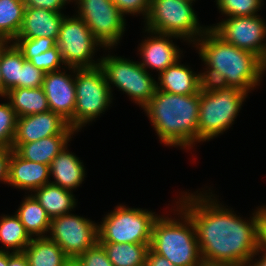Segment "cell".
<instances>
[{"label": "cell", "mask_w": 266, "mask_h": 266, "mask_svg": "<svg viewBox=\"0 0 266 266\" xmlns=\"http://www.w3.org/2000/svg\"><path fill=\"white\" fill-rule=\"evenodd\" d=\"M114 266H138L146 263L150 244L98 242Z\"/></svg>", "instance_id": "cell-26"}, {"label": "cell", "mask_w": 266, "mask_h": 266, "mask_svg": "<svg viewBox=\"0 0 266 266\" xmlns=\"http://www.w3.org/2000/svg\"><path fill=\"white\" fill-rule=\"evenodd\" d=\"M208 194L186 192L176 202L194 223L203 264L247 266L259 255L261 220L266 206L252 213L251 219L243 220L234 210L219 204L212 192Z\"/></svg>", "instance_id": "cell-1"}, {"label": "cell", "mask_w": 266, "mask_h": 266, "mask_svg": "<svg viewBox=\"0 0 266 266\" xmlns=\"http://www.w3.org/2000/svg\"><path fill=\"white\" fill-rule=\"evenodd\" d=\"M262 62H263V71L265 72L266 71V55Z\"/></svg>", "instance_id": "cell-47"}, {"label": "cell", "mask_w": 266, "mask_h": 266, "mask_svg": "<svg viewBox=\"0 0 266 266\" xmlns=\"http://www.w3.org/2000/svg\"><path fill=\"white\" fill-rule=\"evenodd\" d=\"M143 109L161 143L188 150L197 144L199 92L180 95L157 89Z\"/></svg>", "instance_id": "cell-3"}, {"label": "cell", "mask_w": 266, "mask_h": 266, "mask_svg": "<svg viewBox=\"0 0 266 266\" xmlns=\"http://www.w3.org/2000/svg\"><path fill=\"white\" fill-rule=\"evenodd\" d=\"M0 63H1V40H0ZM0 96L4 97V84H3L1 69H0Z\"/></svg>", "instance_id": "cell-45"}, {"label": "cell", "mask_w": 266, "mask_h": 266, "mask_svg": "<svg viewBox=\"0 0 266 266\" xmlns=\"http://www.w3.org/2000/svg\"><path fill=\"white\" fill-rule=\"evenodd\" d=\"M63 266H84L78 257L68 258Z\"/></svg>", "instance_id": "cell-43"}, {"label": "cell", "mask_w": 266, "mask_h": 266, "mask_svg": "<svg viewBox=\"0 0 266 266\" xmlns=\"http://www.w3.org/2000/svg\"><path fill=\"white\" fill-rule=\"evenodd\" d=\"M45 73L35 67L30 61L24 60L19 79V88L42 87Z\"/></svg>", "instance_id": "cell-34"}, {"label": "cell", "mask_w": 266, "mask_h": 266, "mask_svg": "<svg viewBox=\"0 0 266 266\" xmlns=\"http://www.w3.org/2000/svg\"><path fill=\"white\" fill-rule=\"evenodd\" d=\"M73 135H52L29 143H21L14 151L23 159L50 165L68 145Z\"/></svg>", "instance_id": "cell-21"}, {"label": "cell", "mask_w": 266, "mask_h": 266, "mask_svg": "<svg viewBox=\"0 0 266 266\" xmlns=\"http://www.w3.org/2000/svg\"><path fill=\"white\" fill-rule=\"evenodd\" d=\"M176 207L181 221L159 215L153 225L150 248L175 266H204L194 223L178 204Z\"/></svg>", "instance_id": "cell-4"}, {"label": "cell", "mask_w": 266, "mask_h": 266, "mask_svg": "<svg viewBox=\"0 0 266 266\" xmlns=\"http://www.w3.org/2000/svg\"><path fill=\"white\" fill-rule=\"evenodd\" d=\"M24 60L22 52L13 42L1 40L0 69L4 84V98L7 91L19 88V79Z\"/></svg>", "instance_id": "cell-27"}, {"label": "cell", "mask_w": 266, "mask_h": 266, "mask_svg": "<svg viewBox=\"0 0 266 266\" xmlns=\"http://www.w3.org/2000/svg\"><path fill=\"white\" fill-rule=\"evenodd\" d=\"M29 61L44 73L58 71L61 70V65L65 66L57 45L44 53L32 57Z\"/></svg>", "instance_id": "cell-33"}, {"label": "cell", "mask_w": 266, "mask_h": 266, "mask_svg": "<svg viewBox=\"0 0 266 266\" xmlns=\"http://www.w3.org/2000/svg\"><path fill=\"white\" fill-rule=\"evenodd\" d=\"M32 237L26 231L19 217L15 215H3L0 219V242L3 248L0 251L13 250L12 252H23Z\"/></svg>", "instance_id": "cell-28"}, {"label": "cell", "mask_w": 266, "mask_h": 266, "mask_svg": "<svg viewBox=\"0 0 266 266\" xmlns=\"http://www.w3.org/2000/svg\"><path fill=\"white\" fill-rule=\"evenodd\" d=\"M16 215L31 237H47L50 230L51 219L46 210L31 194L22 201Z\"/></svg>", "instance_id": "cell-25"}, {"label": "cell", "mask_w": 266, "mask_h": 266, "mask_svg": "<svg viewBox=\"0 0 266 266\" xmlns=\"http://www.w3.org/2000/svg\"><path fill=\"white\" fill-rule=\"evenodd\" d=\"M9 99L17 117L50 111L48 100L42 87L13 88L7 91L5 98Z\"/></svg>", "instance_id": "cell-23"}, {"label": "cell", "mask_w": 266, "mask_h": 266, "mask_svg": "<svg viewBox=\"0 0 266 266\" xmlns=\"http://www.w3.org/2000/svg\"><path fill=\"white\" fill-rule=\"evenodd\" d=\"M58 70L45 73L42 83L50 111L59 114L70 124L74 120L76 105L75 75Z\"/></svg>", "instance_id": "cell-15"}, {"label": "cell", "mask_w": 266, "mask_h": 266, "mask_svg": "<svg viewBox=\"0 0 266 266\" xmlns=\"http://www.w3.org/2000/svg\"><path fill=\"white\" fill-rule=\"evenodd\" d=\"M78 258L84 266H114L108 259L104 248L99 243L87 249Z\"/></svg>", "instance_id": "cell-36"}, {"label": "cell", "mask_w": 266, "mask_h": 266, "mask_svg": "<svg viewBox=\"0 0 266 266\" xmlns=\"http://www.w3.org/2000/svg\"><path fill=\"white\" fill-rule=\"evenodd\" d=\"M248 93L236 87L203 84L199 91L198 142L232 126Z\"/></svg>", "instance_id": "cell-5"}, {"label": "cell", "mask_w": 266, "mask_h": 266, "mask_svg": "<svg viewBox=\"0 0 266 266\" xmlns=\"http://www.w3.org/2000/svg\"><path fill=\"white\" fill-rule=\"evenodd\" d=\"M17 115L9 101L0 104V147L11 148L16 134Z\"/></svg>", "instance_id": "cell-31"}, {"label": "cell", "mask_w": 266, "mask_h": 266, "mask_svg": "<svg viewBox=\"0 0 266 266\" xmlns=\"http://www.w3.org/2000/svg\"><path fill=\"white\" fill-rule=\"evenodd\" d=\"M77 13L102 48L117 46L126 29L125 17L112 0H79ZM117 44V45H116Z\"/></svg>", "instance_id": "cell-11"}, {"label": "cell", "mask_w": 266, "mask_h": 266, "mask_svg": "<svg viewBox=\"0 0 266 266\" xmlns=\"http://www.w3.org/2000/svg\"><path fill=\"white\" fill-rule=\"evenodd\" d=\"M151 33L147 39L140 43L138 50L142 58V62L139 64L147 70L152 69L159 71L160 74L166 68L174 65L181 58V49L173 43L171 38H179L174 35L160 34L152 31H147ZM154 35V36H153Z\"/></svg>", "instance_id": "cell-16"}, {"label": "cell", "mask_w": 266, "mask_h": 266, "mask_svg": "<svg viewBox=\"0 0 266 266\" xmlns=\"http://www.w3.org/2000/svg\"><path fill=\"white\" fill-rule=\"evenodd\" d=\"M32 194L46 210L50 219L70 213L77 202L71 190L54 184H45Z\"/></svg>", "instance_id": "cell-22"}, {"label": "cell", "mask_w": 266, "mask_h": 266, "mask_svg": "<svg viewBox=\"0 0 266 266\" xmlns=\"http://www.w3.org/2000/svg\"><path fill=\"white\" fill-rule=\"evenodd\" d=\"M195 43L206 65L201 72L204 84L236 87L247 93L259 86L264 71L258 56L224 41L210 27Z\"/></svg>", "instance_id": "cell-2"}, {"label": "cell", "mask_w": 266, "mask_h": 266, "mask_svg": "<svg viewBox=\"0 0 266 266\" xmlns=\"http://www.w3.org/2000/svg\"><path fill=\"white\" fill-rule=\"evenodd\" d=\"M56 45L65 67L92 68L100 65V59L93 60V55L97 50L96 47L102 45L77 15L64 16Z\"/></svg>", "instance_id": "cell-10"}, {"label": "cell", "mask_w": 266, "mask_h": 266, "mask_svg": "<svg viewBox=\"0 0 266 266\" xmlns=\"http://www.w3.org/2000/svg\"><path fill=\"white\" fill-rule=\"evenodd\" d=\"M63 18L61 11L26 7L17 38L48 37L57 42Z\"/></svg>", "instance_id": "cell-18"}, {"label": "cell", "mask_w": 266, "mask_h": 266, "mask_svg": "<svg viewBox=\"0 0 266 266\" xmlns=\"http://www.w3.org/2000/svg\"><path fill=\"white\" fill-rule=\"evenodd\" d=\"M50 236L69 257H79L98 243V224L72 213L51 219Z\"/></svg>", "instance_id": "cell-12"}, {"label": "cell", "mask_w": 266, "mask_h": 266, "mask_svg": "<svg viewBox=\"0 0 266 266\" xmlns=\"http://www.w3.org/2000/svg\"><path fill=\"white\" fill-rule=\"evenodd\" d=\"M26 7L46 9L50 11H61L64 4L60 0H22Z\"/></svg>", "instance_id": "cell-37"}, {"label": "cell", "mask_w": 266, "mask_h": 266, "mask_svg": "<svg viewBox=\"0 0 266 266\" xmlns=\"http://www.w3.org/2000/svg\"><path fill=\"white\" fill-rule=\"evenodd\" d=\"M158 214L119 204L98 225V242L150 244Z\"/></svg>", "instance_id": "cell-8"}, {"label": "cell", "mask_w": 266, "mask_h": 266, "mask_svg": "<svg viewBox=\"0 0 266 266\" xmlns=\"http://www.w3.org/2000/svg\"><path fill=\"white\" fill-rule=\"evenodd\" d=\"M115 6L118 8V10L122 13V15L125 17V14H141L144 16V19L146 21L151 0H112Z\"/></svg>", "instance_id": "cell-35"}, {"label": "cell", "mask_w": 266, "mask_h": 266, "mask_svg": "<svg viewBox=\"0 0 266 266\" xmlns=\"http://www.w3.org/2000/svg\"><path fill=\"white\" fill-rule=\"evenodd\" d=\"M50 165L25 160L12 150L8 162L7 184L34 192L50 183Z\"/></svg>", "instance_id": "cell-17"}, {"label": "cell", "mask_w": 266, "mask_h": 266, "mask_svg": "<svg viewBox=\"0 0 266 266\" xmlns=\"http://www.w3.org/2000/svg\"><path fill=\"white\" fill-rule=\"evenodd\" d=\"M259 252L260 254H262L261 256H259V260L253 262V258L249 261L247 266H266V252L260 247L259 248ZM253 263V264H251Z\"/></svg>", "instance_id": "cell-42"}, {"label": "cell", "mask_w": 266, "mask_h": 266, "mask_svg": "<svg viewBox=\"0 0 266 266\" xmlns=\"http://www.w3.org/2000/svg\"><path fill=\"white\" fill-rule=\"evenodd\" d=\"M25 9L22 0H0V40L13 42L17 38Z\"/></svg>", "instance_id": "cell-29"}, {"label": "cell", "mask_w": 266, "mask_h": 266, "mask_svg": "<svg viewBox=\"0 0 266 266\" xmlns=\"http://www.w3.org/2000/svg\"><path fill=\"white\" fill-rule=\"evenodd\" d=\"M64 5H66V3L68 4L69 2H73L75 1L76 4H78L79 0H60Z\"/></svg>", "instance_id": "cell-46"}, {"label": "cell", "mask_w": 266, "mask_h": 266, "mask_svg": "<svg viewBox=\"0 0 266 266\" xmlns=\"http://www.w3.org/2000/svg\"><path fill=\"white\" fill-rule=\"evenodd\" d=\"M8 266H29L24 252H10L9 251V265Z\"/></svg>", "instance_id": "cell-40"}, {"label": "cell", "mask_w": 266, "mask_h": 266, "mask_svg": "<svg viewBox=\"0 0 266 266\" xmlns=\"http://www.w3.org/2000/svg\"><path fill=\"white\" fill-rule=\"evenodd\" d=\"M12 149L0 147V181L7 183L8 179V162Z\"/></svg>", "instance_id": "cell-38"}, {"label": "cell", "mask_w": 266, "mask_h": 266, "mask_svg": "<svg viewBox=\"0 0 266 266\" xmlns=\"http://www.w3.org/2000/svg\"><path fill=\"white\" fill-rule=\"evenodd\" d=\"M68 69L75 74L76 90L74 120L69 126L77 132L108 109L113 94L100 66Z\"/></svg>", "instance_id": "cell-7"}, {"label": "cell", "mask_w": 266, "mask_h": 266, "mask_svg": "<svg viewBox=\"0 0 266 266\" xmlns=\"http://www.w3.org/2000/svg\"><path fill=\"white\" fill-rule=\"evenodd\" d=\"M74 132L76 133L66 120L52 111L17 117L12 150L21 143L37 141L52 135H74Z\"/></svg>", "instance_id": "cell-14"}, {"label": "cell", "mask_w": 266, "mask_h": 266, "mask_svg": "<svg viewBox=\"0 0 266 266\" xmlns=\"http://www.w3.org/2000/svg\"><path fill=\"white\" fill-rule=\"evenodd\" d=\"M9 265V251H0V266Z\"/></svg>", "instance_id": "cell-44"}, {"label": "cell", "mask_w": 266, "mask_h": 266, "mask_svg": "<svg viewBox=\"0 0 266 266\" xmlns=\"http://www.w3.org/2000/svg\"><path fill=\"white\" fill-rule=\"evenodd\" d=\"M99 66L105 74L111 93V86H116L142 108L156 93L157 82L137 61L108 54L100 58Z\"/></svg>", "instance_id": "cell-9"}, {"label": "cell", "mask_w": 266, "mask_h": 266, "mask_svg": "<svg viewBox=\"0 0 266 266\" xmlns=\"http://www.w3.org/2000/svg\"><path fill=\"white\" fill-rule=\"evenodd\" d=\"M147 266H175L168 259L155 253L151 248L147 253L146 259Z\"/></svg>", "instance_id": "cell-39"}, {"label": "cell", "mask_w": 266, "mask_h": 266, "mask_svg": "<svg viewBox=\"0 0 266 266\" xmlns=\"http://www.w3.org/2000/svg\"><path fill=\"white\" fill-rule=\"evenodd\" d=\"M210 28L224 41L255 54L263 61L266 55V22L259 15L227 17Z\"/></svg>", "instance_id": "cell-13"}, {"label": "cell", "mask_w": 266, "mask_h": 266, "mask_svg": "<svg viewBox=\"0 0 266 266\" xmlns=\"http://www.w3.org/2000/svg\"><path fill=\"white\" fill-rule=\"evenodd\" d=\"M29 266H63L69 258L61 247L47 237H32L23 251Z\"/></svg>", "instance_id": "cell-24"}, {"label": "cell", "mask_w": 266, "mask_h": 266, "mask_svg": "<svg viewBox=\"0 0 266 266\" xmlns=\"http://www.w3.org/2000/svg\"><path fill=\"white\" fill-rule=\"evenodd\" d=\"M64 147L50 164L51 184L73 191L84 181L85 168L83 162Z\"/></svg>", "instance_id": "cell-20"}, {"label": "cell", "mask_w": 266, "mask_h": 266, "mask_svg": "<svg viewBox=\"0 0 266 266\" xmlns=\"http://www.w3.org/2000/svg\"><path fill=\"white\" fill-rule=\"evenodd\" d=\"M13 43L22 52L24 58L29 61L32 57L55 47L57 42L53 38L40 37L34 39L16 38Z\"/></svg>", "instance_id": "cell-32"}, {"label": "cell", "mask_w": 266, "mask_h": 266, "mask_svg": "<svg viewBox=\"0 0 266 266\" xmlns=\"http://www.w3.org/2000/svg\"><path fill=\"white\" fill-rule=\"evenodd\" d=\"M263 4V0H216L219 12L227 17L258 15Z\"/></svg>", "instance_id": "cell-30"}, {"label": "cell", "mask_w": 266, "mask_h": 266, "mask_svg": "<svg viewBox=\"0 0 266 266\" xmlns=\"http://www.w3.org/2000/svg\"><path fill=\"white\" fill-rule=\"evenodd\" d=\"M260 247L266 252V210L264 211L263 218L261 220Z\"/></svg>", "instance_id": "cell-41"}, {"label": "cell", "mask_w": 266, "mask_h": 266, "mask_svg": "<svg viewBox=\"0 0 266 266\" xmlns=\"http://www.w3.org/2000/svg\"><path fill=\"white\" fill-rule=\"evenodd\" d=\"M195 0H151L145 32L152 31L179 37L195 44L209 26L202 27L192 8ZM188 40V41H187Z\"/></svg>", "instance_id": "cell-6"}, {"label": "cell", "mask_w": 266, "mask_h": 266, "mask_svg": "<svg viewBox=\"0 0 266 266\" xmlns=\"http://www.w3.org/2000/svg\"><path fill=\"white\" fill-rule=\"evenodd\" d=\"M157 89L173 94H197L202 86L201 73H195L186 65L180 64V59L158 74Z\"/></svg>", "instance_id": "cell-19"}]
</instances>
